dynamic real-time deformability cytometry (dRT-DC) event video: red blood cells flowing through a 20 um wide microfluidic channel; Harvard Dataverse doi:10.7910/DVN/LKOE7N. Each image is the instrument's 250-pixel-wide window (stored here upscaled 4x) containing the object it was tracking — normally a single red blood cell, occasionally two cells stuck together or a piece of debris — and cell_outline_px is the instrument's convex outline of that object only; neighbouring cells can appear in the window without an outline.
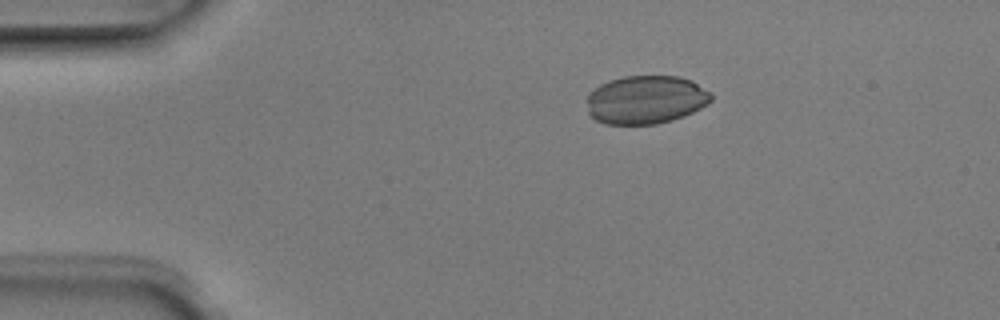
{"species": "Egyptian fruit bat (a non-hibernating species)", "species_latin": "Rousettus aegyptiacus", "temperature_condition": "room temperature", "stored_images_in_passage": 5, "segment_of_instrument_passage": [2, 2], "camera_frame_rate_fps": 3000, "um_per_image_px": 0.085, "animal": {"sex": "male"}, "frame": {"image": 1, "passage_image": 5, "time_ms": 1.333, "image_size_px": [1000, 320], "cell_outline_px": [[712, 100], [708, 104], [684, 116], [672, 120], [656, 124], [604, 124], [596, 120], [588, 112], [588, 92], [600, 84], [608, 80], [624, 76], [680, 76], [692, 80], [708, 92], [712, 96]], "centroid_in_image_um": [54.88, 8.47], "position_along_channel_um": 30.1, "area_um2": 35.14}}